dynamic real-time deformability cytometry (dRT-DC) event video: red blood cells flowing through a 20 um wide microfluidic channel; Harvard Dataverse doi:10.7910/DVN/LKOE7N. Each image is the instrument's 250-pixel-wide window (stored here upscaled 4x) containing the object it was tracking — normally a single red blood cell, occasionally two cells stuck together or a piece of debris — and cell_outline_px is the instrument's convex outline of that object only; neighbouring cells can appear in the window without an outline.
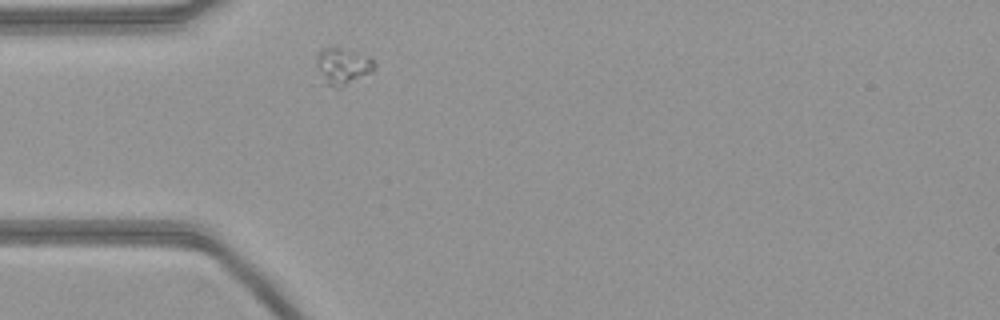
{"species": "common noctule bat (a hibernating species)", "species_latin": "Nyctalus noctula", "temperature_condition": "warm", "stored_images_in_passage": 41, "camera_frame_rate_fps": 3000, "um_per_image_px": 0.085, "animal": {"sex": "female", "body_mass_g": 21.9}, "frame": {"image": 1, "passage_image": 1, "time_ms": 0.0, "image_size_px": [1000, 320], "cell_outline_px": [[376, 68], [372, 72], [340, 88], [336, 88], [324, 84], [316, 60], [320, 48], [340, 48], [376, 60]], "centroid_in_image_um": [29.14, 5.65], "position_along_channel_um": 55.9, "area_um2": 12.14}}
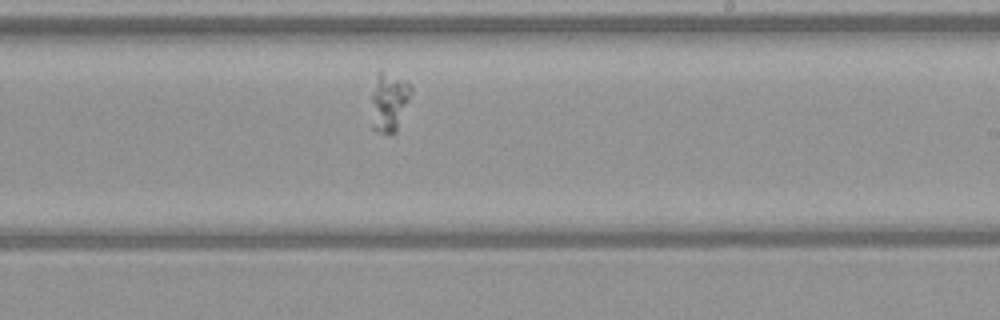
{"frame": {"image": 2, "passage_image": 18, "time_ms": 5.667, "image_size_px": [1000, 320], "cell_outline_px": [[412, 88], [408, 100], [396, 132], [376, 132], [372, 128], [372, 92], [380, 68], [412, 84]], "centroid_in_image_um": [33.06, 8.63], "position_along_channel_um": 255.9, "area_um2": 13.41}}
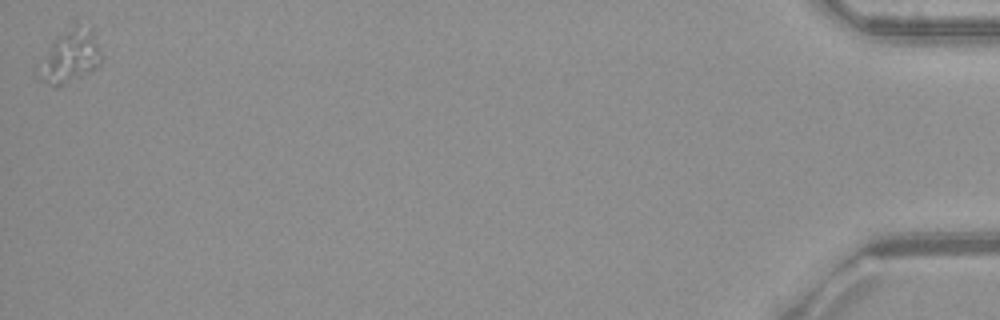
{"frame": {"image": 3, "passage_image": 41, "time_ms": 13.333, "image_size_px": [1000, 320], "cell_outline_px": [[104, 60], [92, 72], [56, 88], [40, 80], [36, 76], [52, 40], [56, 36], [64, 32], [72, 32], [88, 36], [96, 44]], "centroid_in_image_um": [5.88, 5.03], "position_along_channel_um": 429.3, "area_um2": 17.63}}